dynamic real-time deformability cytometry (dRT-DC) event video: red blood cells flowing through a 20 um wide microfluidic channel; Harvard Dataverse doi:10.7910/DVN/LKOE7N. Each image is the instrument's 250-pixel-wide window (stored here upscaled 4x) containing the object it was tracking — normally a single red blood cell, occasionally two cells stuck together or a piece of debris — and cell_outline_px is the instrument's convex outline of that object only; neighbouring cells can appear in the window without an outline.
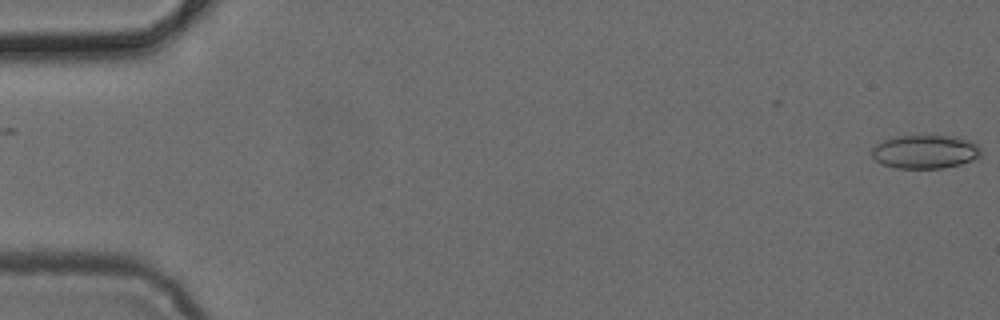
{"species": "common noctule bat (a hibernating species)", "species_latin": "Nyctalus noctula", "temperature_condition": "cold", "stored_images_in_passage": 45, "camera_frame_rate_fps": 3000, "um_per_image_px": 0.085, "animal": {"sex": "female", "body_mass_g": 24.6, "forearm_length_mm": 56.2}, "frame": {"image": 1, "passage_image": 1, "time_ms": 0.0, "image_size_px": [1000, 320], "cell_outline_px": [[980, 156], [976, 160], [944, 168], [896, 168], [884, 164], [876, 160], [872, 156], [872, 148], [880, 140], [892, 136], [912, 132], [936, 132], [956, 136], [972, 140], [980, 144]], "centroid_in_image_um": [78.66, 12.8], "position_along_channel_um": 6.3, "area_um2": 23.0}}
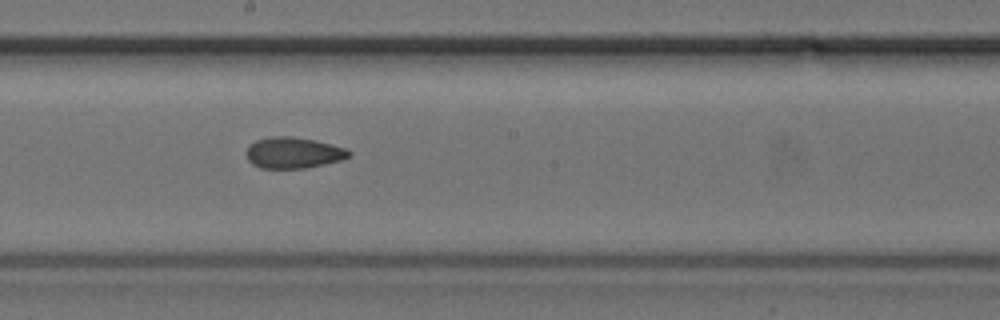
{"frame": {"image": 2, "passage_image": 28, "time_ms": 9.0, "image_size_px": [1000, 320], "cell_outline_px": [[352, 156], [340, 160], [324, 164], [304, 168], [260, 168], [252, 164], [248, 160], [244, 152], [256, 140], [272, 136], [292, 136], [316, 140], [348, 148], [352, 152]], "centroid_in_image_um": [24.96, 12.98], "position_along_channel_um": 223.2, "area_um2": 18.79}}
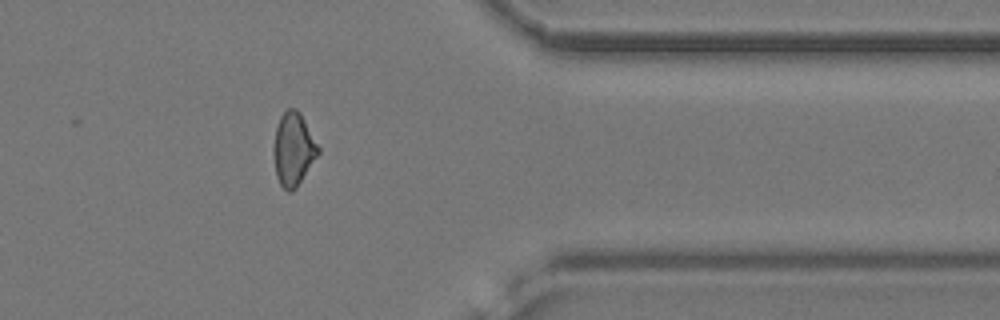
{"frame": {"image": 3, "passage_image": 41, "time_ms": 13.333, "image_size_px": [1000, 320], "cell_outline_px": [[320, 152], [296, 188], [292, 192], [288, 192], [280, 184], [276, 176], [272, 148], [276, 128], [280, 116], [288, 108], [296, 108], [300, 112], [320, 148]], "centroid_in_image_um": [24.92, 12.68], "position_along_channel_um": 386.5, "area_um2": 19.07}}